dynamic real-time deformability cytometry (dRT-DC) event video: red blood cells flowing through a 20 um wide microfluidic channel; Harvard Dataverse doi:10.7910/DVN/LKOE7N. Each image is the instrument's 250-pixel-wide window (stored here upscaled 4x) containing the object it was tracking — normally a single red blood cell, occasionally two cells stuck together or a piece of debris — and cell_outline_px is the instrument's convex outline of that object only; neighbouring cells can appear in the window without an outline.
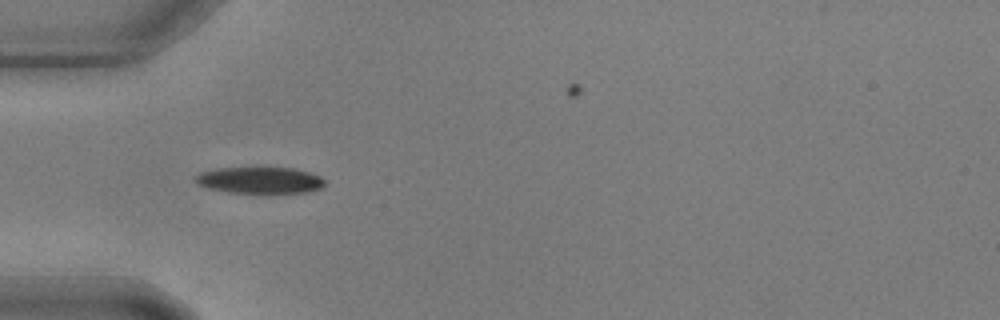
{"species": "common noctule bat (a hibernating species)", "species_latin": "Nyctalus noctula", "temperature_condition": "warm", "stored_images_in_passage": 4, "camera_frame_rate_fps": 3000, "um_per_image_px": 0.085, "animal": {"sex": "male", "body_mass_g": 17.9, "forearm_length_mm": 54.2}, "frame": {"image": 1, "passage_image": 1, "time_ms": 0.0, "image_size_px": [1000, 320], "cell_outline_px": [[324, 188], [308, 192], [268, 196], [264, 196], [228, 192], [208, 188], [200, 184], [196, 180], [196, 176], [200, 172], [216, 168], [256, 164], [260, 164], [296, 168], [320, 176], [324, 180]], "centroid_in_image_um": [22.14, 15.31], "position_along_channel_um": 62.9, "area_um2": 22.08}}